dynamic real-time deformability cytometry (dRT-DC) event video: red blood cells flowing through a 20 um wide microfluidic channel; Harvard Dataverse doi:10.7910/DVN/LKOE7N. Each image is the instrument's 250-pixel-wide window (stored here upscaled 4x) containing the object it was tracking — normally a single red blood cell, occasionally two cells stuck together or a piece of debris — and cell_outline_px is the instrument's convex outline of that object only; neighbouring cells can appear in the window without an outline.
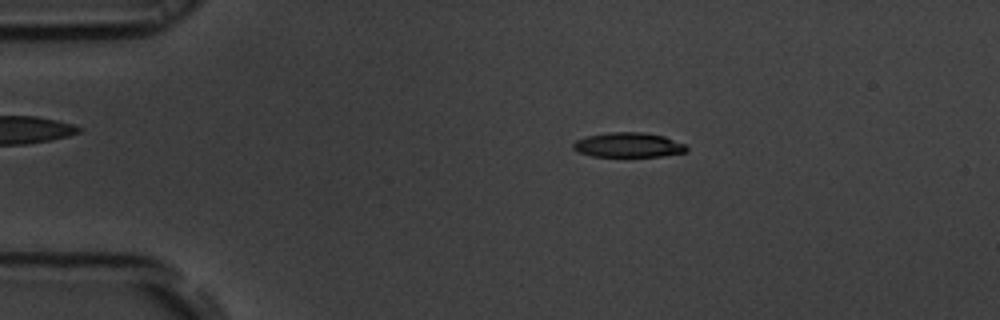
{"species": "common noctule bat (a hibernating species)", "species_latin": "Nyctalus noctula", "temperature_condition": "room temperature", "stored_images_in_passage": 54, "camera_frame_rate_fps": 3000, "um_per_image_px": 0.085, "animal": {"sex": "male", "body_mass_g": 19.5, "forearm_length_mm": 54.6}, "frame": {"image": 1, "passage_image": 10, "time_ms": 3.0, "image_size_px": [1000, 320], "cell_outline_px": [[688, 152], [660, 156], [592, 156], [580, 152], [572, 148], [572, 144], [576, 140], [588, 136], [608, 132], [640, 132], [664, 136], [684, 144], [688, 148]], "centroid_in_image_um": [53.42, 12.32], "position_along_channel_um": 31.6, "area_um2": 16.18}}
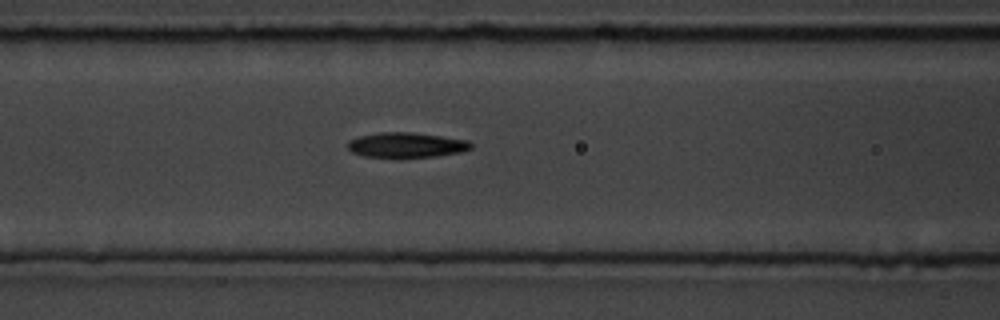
{"frame": {"image": 2, "passage_image": 22, "time_ms": 7.0, "image_size_px": [1000, 320], "cell_outline_px": [[472, 148], [460, 152], [436, 156], [364, 156], [352, 152], [348, 148], [348, 140], [360, 136], [380, 132], [412, 132], [468, 140], [472, 144]], "centroid_in_image_um": [34.54, 12.3], "position_along_channel_um": 132.1, "area_um2": 17.57}}
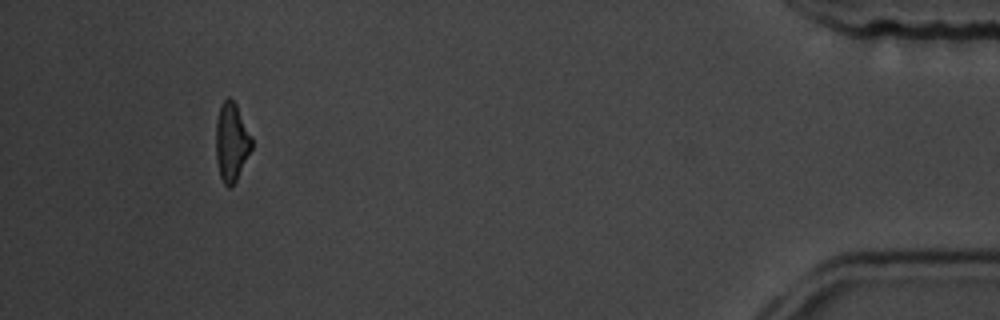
{"frame": {"image": 3, "passage_image": 50, "time_ms": 16.333, "image_size_px": [1000, 320], "cell_outline_px": [[252, 148], [236, 180], [228, 188], [224, 184], [220, 176], [216, 160], [216, 120], [220, 104], [228, 96], [236, 104], [252, 136]], "centroid_in_image_um": [19.67, 12.04], "position_along_channel_um": 415.5, "area_um2": 16.36}, "authors_computed_cell_mechanics": {"area_um2": 17.5712, "velocity_mm_per_s": 3.7658, "shape_relaxation_time_tau1_ms": 3.0828, "shape_relaxation_time_tau2_ms": 3.4571, "deformation_change_tau1": 0.1684, "deformation_change_tau2": 0.1358}}